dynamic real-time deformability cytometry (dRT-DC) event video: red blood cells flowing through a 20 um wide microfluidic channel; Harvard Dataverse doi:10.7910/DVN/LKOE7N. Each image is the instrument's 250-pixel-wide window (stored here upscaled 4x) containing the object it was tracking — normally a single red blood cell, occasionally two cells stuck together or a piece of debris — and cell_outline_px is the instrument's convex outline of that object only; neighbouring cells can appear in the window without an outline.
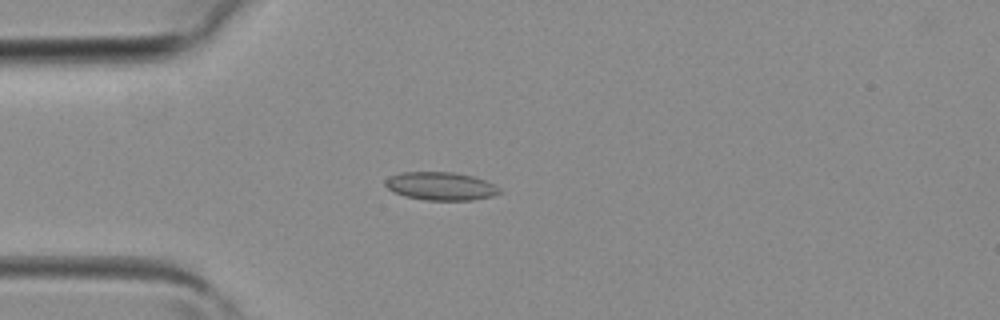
{"species": "common noctule bat (a hibernating species)", "species_latin": "Nyctalus noctula", "temperature_condition": "room temperature", "stored_images_in_passage": 4, "camera_frame_rate_fps": 3000, "um_per_image_px": 0.085, "animal": {"sex": "female", "body_mass_g": 19.3, "forearm_length_mm": 54.1}, "frame": {"image": 1, "passage_image": 4, "time_ms": 1.0, "image_size_px": [1000, 320], "cell_outline_px": [[504, 192], [492, 196], [472, 200], [424, 200], [404, 196], [392, 192], [384, 184], [384, 180], [388, 176], [400, 172], [452, 172], [472, 176], [484, 180], [500, 188]], "centroid_in_image_um": [37.42, 15.82], "position_along_channel_um": 47.6, "area_um2": 18.9}}